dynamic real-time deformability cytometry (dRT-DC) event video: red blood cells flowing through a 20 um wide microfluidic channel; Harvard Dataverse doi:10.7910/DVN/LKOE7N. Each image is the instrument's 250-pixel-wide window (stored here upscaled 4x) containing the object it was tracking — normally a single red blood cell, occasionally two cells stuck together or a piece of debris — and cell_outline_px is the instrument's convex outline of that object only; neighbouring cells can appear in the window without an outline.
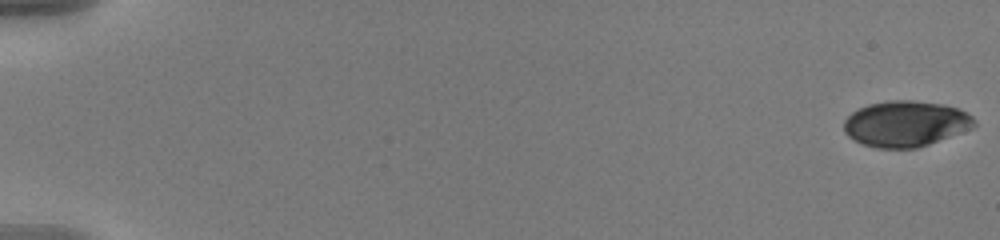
{"species": "human", "species_latin": "Homo sapiens", "temperature_condition": "warm", "stored_images_in_passage": 41, "camera_frame_rate_fps": 3000, "um_per_image_px": 0.085, "donor": {"sex": "male"}, "frame": {"image": 1, "passage_image": 1, "time_ms": 0.0, "image_size_px": [1000, 240], "cell_outline_px": [[976, 124], [972, 128], [928, 144], [916, 148], [876, 148], [852, 140], [844, 132], [844, 120], [852, 112], [868, 104], [888, 100], [912, 100], [944, 104], [956, 108], [972, 116], [976, 120]], "centroid_in_image_um": [76.95, 10.51], "position_along_channel_um": 8.0, "area_um2": 34.74}}
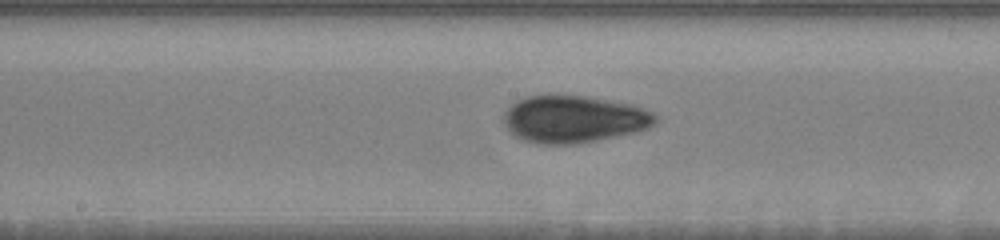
{"frame": {"image": 2, "passage_image": 24, "time_ms": 7.667, "image_size_px": [1000, 240], "cell_outline_px": [[660, 120], [648, 128], [636, 132], [576, 144], [540, 144], [524, 140], [516, 136], [504, 124], [504, 112], [516, 100], [524, 96], [584, 96], [632, 104], [644, 108], [660, 116]], "centroid_in_image_um": [48.82, 10.13], "position_along_channel_um": 199.4, "area_um2": 41.67}}
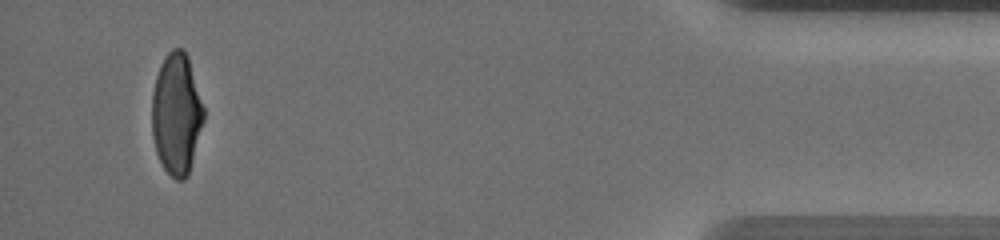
{"frame": {"image": 3, "passage_image": 41, "time_ms": 13.333, "image_size_px": [1000, 240], "cell_outline_px": [[204, 120], [188, 176], [184, 180], [176, 180], [164, 168], [156, 152], [152, 136], [152, 92], [156, 76], [160, 64], [164, 56], [172, 48], [184, 48], [188, 56], [204, 108]], "centroid_in_image_um": [15.0, 9.66], "position_along_channel_um": 420.2, "area_um2": 36.82}, "authors_computed_cell_mechanics": {"area_um2": 39.0728, "velocity_mm_per_s": 3.6641, "shape_relaxation_time_tau1_ms": 4.9666, "shape_relaxation_time_tau2_ms": 1.2767, "deformation_change_tau1": 0.1875, "deformation_change_tau2": 0.0515}}